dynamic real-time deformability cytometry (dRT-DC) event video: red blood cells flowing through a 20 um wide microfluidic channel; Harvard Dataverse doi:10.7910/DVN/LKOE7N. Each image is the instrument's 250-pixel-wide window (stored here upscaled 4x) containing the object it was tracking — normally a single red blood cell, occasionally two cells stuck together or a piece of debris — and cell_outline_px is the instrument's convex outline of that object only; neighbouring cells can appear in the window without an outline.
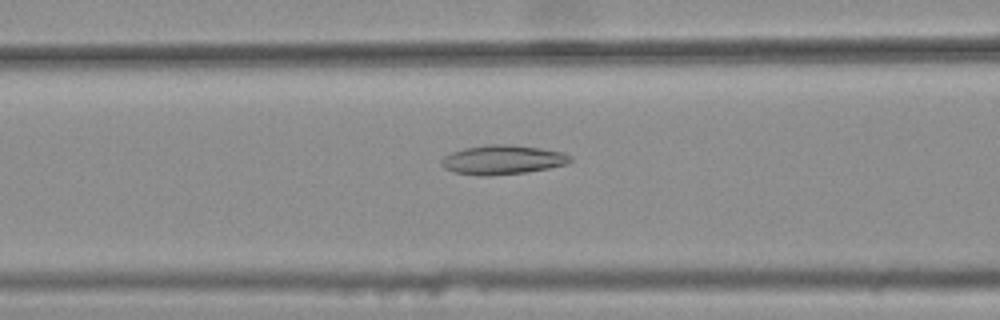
{"species": "common noctule bat (a hibernating species)", "species_latin": "Nyctalus noctula", "temperature_condition": "warm", "stored_images_in_passage": 47, "camera_frame_rate_fps": 3000, "um_per_image_px": 0.085, "animal": {"sex": "female", "body_mass_g": 25.1}, "frame": {"image": 1, "passage_image": 21, "time_ms": 6.667, "image_size_px": [1000, 320], "cell_outline_px": [[572, 160], [568, 164], [548, 168], [524, 172], [492, 176], [480, 176], [452, 172], [444, 168], [440, 164], [440, 160], [444, 156], [452, 152], [464, 148], [484, 144], [512, 144], [540, 148], [564, 152], [572, 156]], "centroid_in_image_um": [42.7, 13.57], "position_along_channel_um": 123.9, "area_um2": 22.31}}
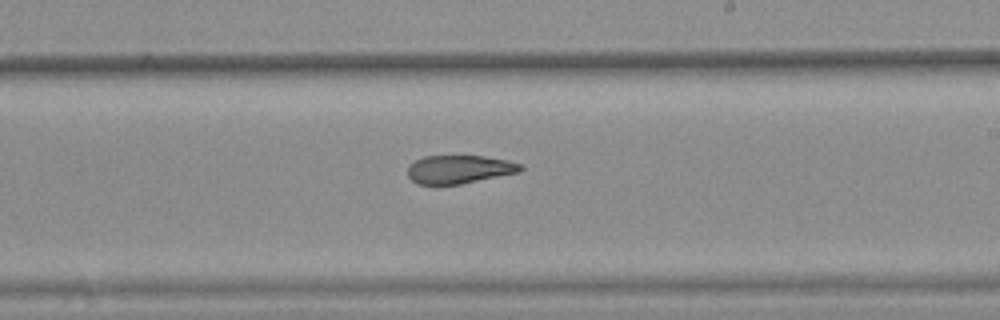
{"frame": {"image": 2, "passage_image": 31, "time_ms": 10.0, "image_size_px": [1000, 320], "cell_outline_px": [[524, 168], [520, 172], [460, 184], [416, 184], [408, 176], [408, 164], [424, 156], [484, 156], [508, 160], [524, 164]], "centroid_in_image_um": [39.06, 14.39], "position_along_channel_um": 249.9, "area_um2": 18.73}}
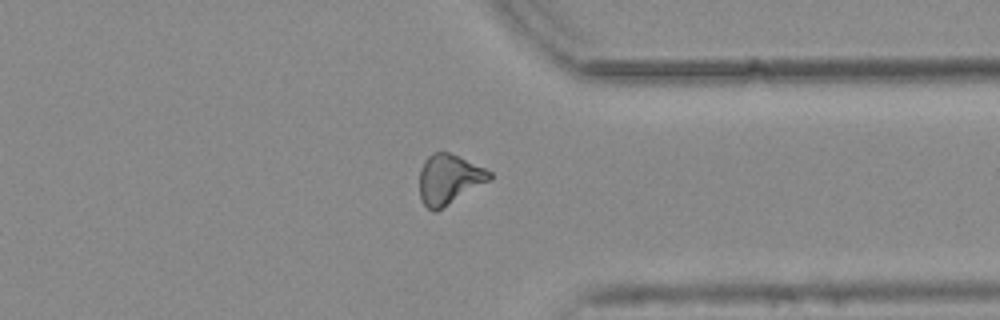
{"frame": {"image": 3, "passage_image": 41, "time_ms": 13.333, "image_size_px": [1000, 320], "cell_outline_px": [[492, 180], [436, 212], [432, 212], [420, 200], [420, 168], [424, 160], [432, 152], [448, 152], [484, 168], [492, 172]], "centroid_in_image_um": [38.16, 15.26], "position_along_channel_um": 373.2, "area_um2": 20.52}, "authors_computed_cell_mechanics": {"area_um2": 20.519, "velocity_mm_per_s": 3.7939, "shape_relaxation_time_tau1_ms": null, "shape_relaxation_time_tau2_ms": 6.4127, "deformation_change_tau1": null, "deformation_change_tau2": 0.1513}}